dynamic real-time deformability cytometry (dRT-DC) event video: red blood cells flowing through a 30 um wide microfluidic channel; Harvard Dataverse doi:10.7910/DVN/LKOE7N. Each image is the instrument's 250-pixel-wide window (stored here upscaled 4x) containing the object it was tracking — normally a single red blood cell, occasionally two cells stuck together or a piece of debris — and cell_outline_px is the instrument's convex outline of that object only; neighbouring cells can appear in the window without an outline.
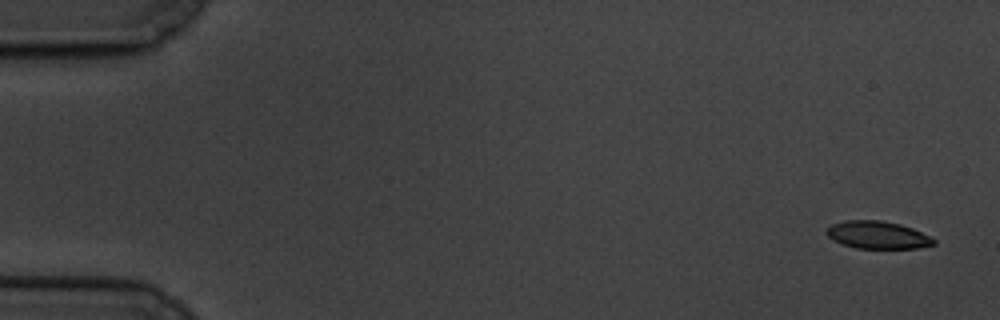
{"species": "common noctule bat (a hibernating species)", "species_latin": "Nyctalus noctula", "temperature_condition": "cold", "stored_images_in_passage": 7, "camera_frame_rate_fps": 3000, "um_per_image_px": 0.085, "animal": {"sex": "male", "body_mass_g": 19.5, "forearm_length_mm": 54.6}, "frame": {"image": 1, "passage_image": 1, "time_ms": 0.0, "image_size_px": [1000, 320], "cell_outline_px": [[936, 244], [916, 248], [856, 248], [832, 240], [824, 232], [832, 224], [844, 220], [880, 220], [900, 224], [912, 228], [936, 240]], "centroid_in_image_um": [74.57, 19.96], "position_along_channel_um": 10.4, "area_um2": 17.11}}
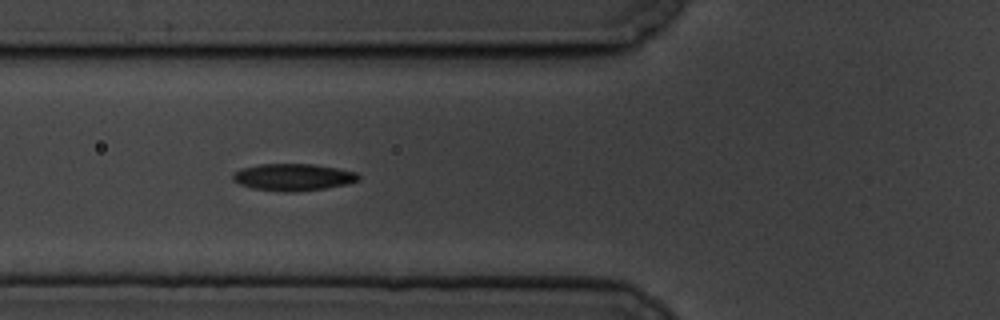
{"frame": {"image": 2, "passage_image": 6, "time_ms": 6.667, "image_size_px": [1000, 320], "cell_outline_px": [[360, 180], [348, 184], [324, 188], [296, 192], [284, 192], [252, 188], [240, 184], [232, 180], [232, 172], [240, 168], [260, 164], [312, 164], [336, 168], [356, 172], [360, 176]], "centroid_in_image_um": [24.89, 15.06], "position_along_channel_um": 100.9, "area_um2": 19.88}}
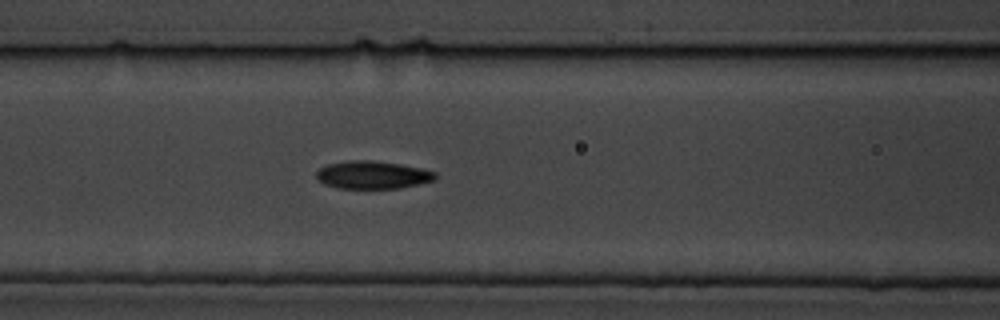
{"frame": {"image": 3, "passage_image": 7, "time_ms": 7.667, "image_size_px": [1000, 320], "cell_outline_px": [[436, 180], [400, 188], [336, 188], [324, 184], [316, 176], [316, 172], [320, 168], [328, 164], [348, 160], [372, 160], [400, 164], [420, 168], [436, 172]], "centroid_in_image_um": [31.67, 14.86], "position_along_channel_um": 134.9, "area_um2": 19.25}}